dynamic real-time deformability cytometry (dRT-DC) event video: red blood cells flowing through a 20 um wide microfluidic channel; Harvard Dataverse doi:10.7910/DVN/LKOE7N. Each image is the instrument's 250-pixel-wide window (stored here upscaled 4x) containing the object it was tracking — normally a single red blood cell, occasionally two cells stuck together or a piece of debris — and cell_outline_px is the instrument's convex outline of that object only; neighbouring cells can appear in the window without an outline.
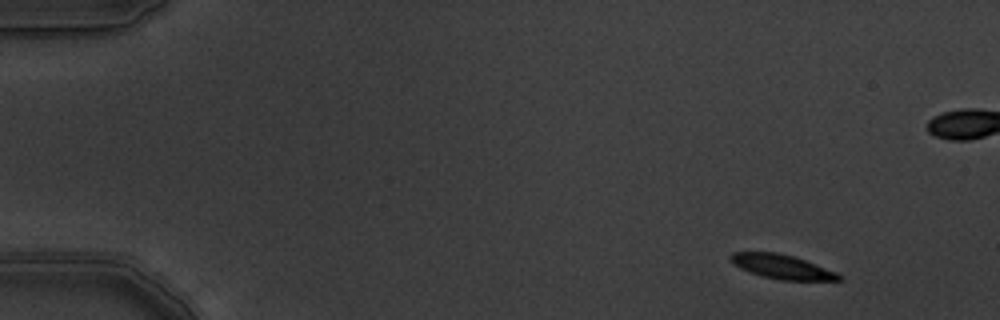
{"species": "common noctule bat (a hibernating species)", "species_latin": "Nyctalus noctula", "temperature_condition": "warm", "stored_images_in_passage": 6, "segment_of_instrument_passage": [2, 2], "camera_frame_rate_fps": 3000, "um_per_image_px": 0.085, "animal": {"sex": "male", "body_mass_g": 19.5, "forearm_length_mm": 54.6}, "frame": {"image": 1, "passage_image": 6, "time_ms": 1.667, "image_size_px": [1000, 320], "cell_outline_px": [[844, 280], [784, 280], [764, 276], [748, 272], [740, 268], [728, 256], [732, 252], [776, 252], [792, 256], [804, 260], [836, 272], [844, 276]], "centroid_in_image_um": [66.49, 22.67], "position_along_channel_um": 18.5, "area_um2": 15.03}}